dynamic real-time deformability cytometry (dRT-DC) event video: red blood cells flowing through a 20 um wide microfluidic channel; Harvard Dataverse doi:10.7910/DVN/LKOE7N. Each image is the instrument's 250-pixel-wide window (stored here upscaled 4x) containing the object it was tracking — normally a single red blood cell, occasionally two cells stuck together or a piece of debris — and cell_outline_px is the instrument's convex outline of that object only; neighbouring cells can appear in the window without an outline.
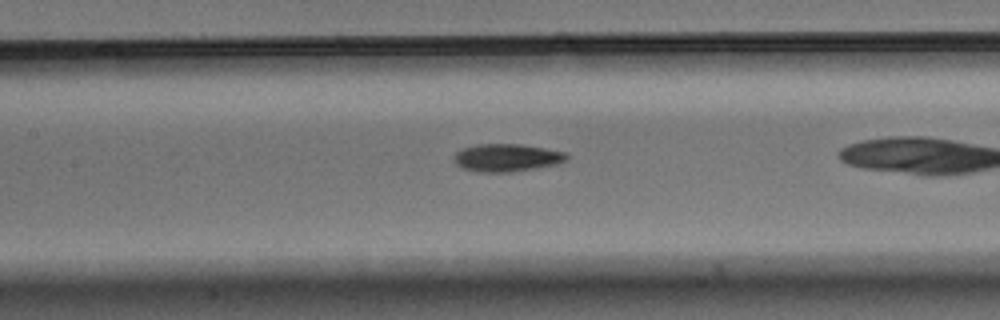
{"species": "Egyptian fruit bat (a non-hibernating species)", "species_latin": "Rousettus aegyptiacus", "temperature_condition": "warm", "stored_images_in_passage": 39, "camera_frame_rate_fps": 3000, "um_per_image_px": 0.085, "animal": {"sex": "male"}, "frame": {"image": 1, "passage_image": 22, "time_ms": 7.0, "image_size_px": [1000, 320], "cell_outline_px": [[568, 160], [556, 164], [536, 168], [512, 172], [476, 172], [460, 168], [452, 160], [452, 156], [460, 148], [476, 144], [520, 144], [568, 152]], "centroid_in_image_um": [43.03, 13.4], "position_along_channel_um": 164.4, "area_um2": 18.61}}
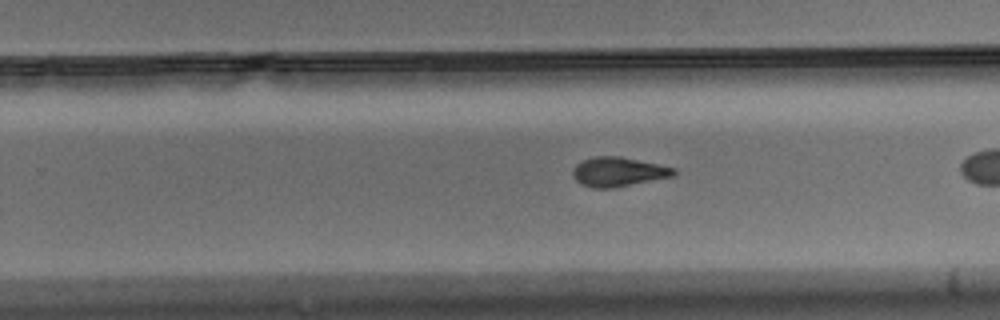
{"frame": {"image": 2, "passage_image": 31, "time_ms": 10.0, "image_size_px": [1000, 320], "cell_outline_px": [[676, 176], [612, 188], [592, 188], [580, 184], [572, 176], [572, 168], [576, 164], [592, 156], [620, 156], [676, 168]], "centroid_in_image_um": [52.54, 14.61], "position_along_channel_um": 277.3, "area_um2": 17.46}}
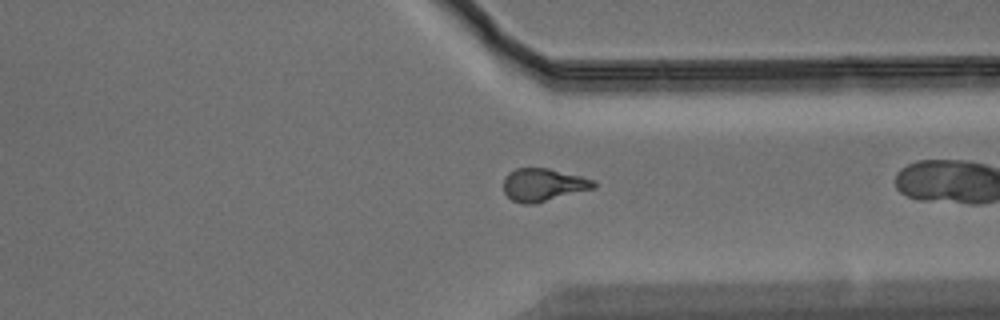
{"frame": {"image": 3, "passage_image": 38, "time_ms": 12.333, "image_size_px": [1000, 320], "cell_outline_px": [[596, 188], [536, 204], [524, 204], [512, 200], [504, 192], [504, 176], [508, 172], [516, 168], [548, 168], [596, 180]], "centroid_in_image_um": [46.19, 15.72], "position_along_channel_um": 365.2, "area_um2": 17.46}}